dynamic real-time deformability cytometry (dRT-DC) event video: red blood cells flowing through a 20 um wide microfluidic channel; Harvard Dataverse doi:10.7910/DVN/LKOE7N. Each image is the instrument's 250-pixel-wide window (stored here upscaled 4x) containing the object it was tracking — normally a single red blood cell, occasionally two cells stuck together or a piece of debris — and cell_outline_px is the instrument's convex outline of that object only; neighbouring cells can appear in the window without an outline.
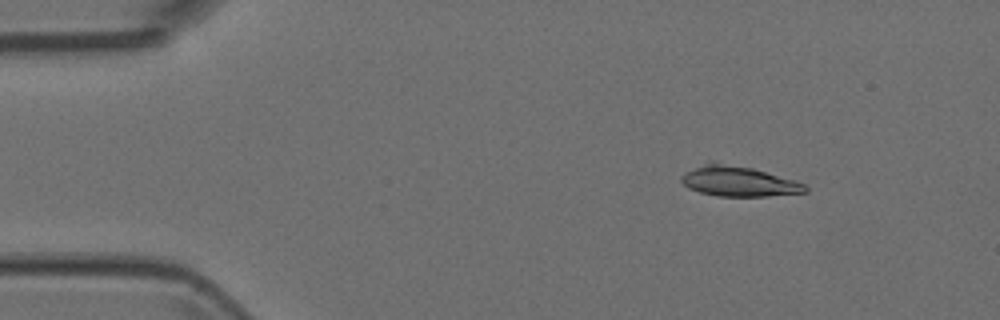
{"species": "Egyptian fruit bat (a non-hibernating species)", "species_latin": "Rousettus aegyptiacus", "temperature_condition": "room temperature", "stored_images_in_passage": 5, "camera_frame_rate_fps": 3000, "um_per_image_px": 0.085, "animal": {"sex": "female"}, "frame": {"image": 1, "passage_image": 2, "time_ms": 0.333, "image_size_px": [1000, 320], "cell_outline_px": [[808, 192], [768, 196], [716, 196], [700, 192], [688, 188], [680, 180], [680, 176], [684, 172], [708, 160], [712, 160], [752, 168], [796, 180], [804, 184], [808, 188]], "centroid_in_image_um": [62.73, 15.39], "position_along_channel_um": 22.3, "area_um2": 22.2}}